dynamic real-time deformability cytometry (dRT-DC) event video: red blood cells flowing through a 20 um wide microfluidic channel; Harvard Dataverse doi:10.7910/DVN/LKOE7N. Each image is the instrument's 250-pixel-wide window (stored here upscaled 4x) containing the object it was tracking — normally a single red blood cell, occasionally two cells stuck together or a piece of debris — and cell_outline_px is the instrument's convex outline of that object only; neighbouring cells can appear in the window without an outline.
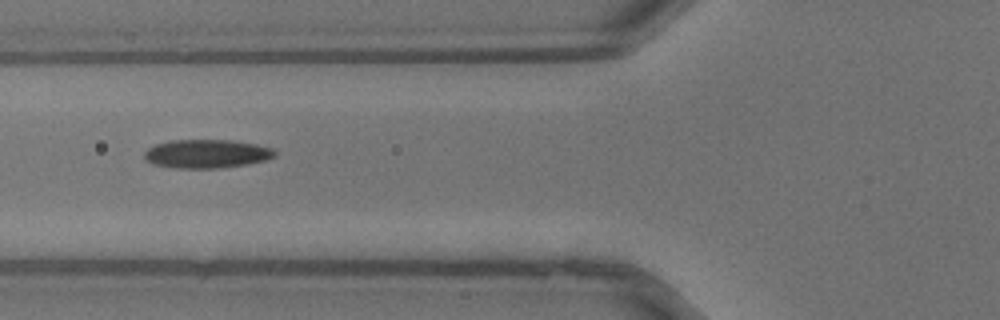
{"species": "common noctule bat (a hibernating species)", "species_latin": "Nyctalus noctula", "temperature_condition": "warm", "stored_images_in_passage": 26, "camera_frame_rate_fps": 3000, "um_per_image_px": 0.085, "animal": {"sex": "male", "body_mass_g": 13.3}, "frame": {"image": 1, "passage_image": 4, "time_ms": 1.0, "image_size_px": [1000, 320], "cell_outline_px": [[276, 156], [268, 160], [248, 164], [220, 168], [176, 168], [152, 164], [144, 160], [144, 152], [148, 148], [156, 144], [172, 140], [232, 140], [256, 144], [272, 148], [276, 152]], "centroid_in_image_um": [17.58, 13.07], "position_along_channel_um": 108.2, "area_um2": 21.96}}
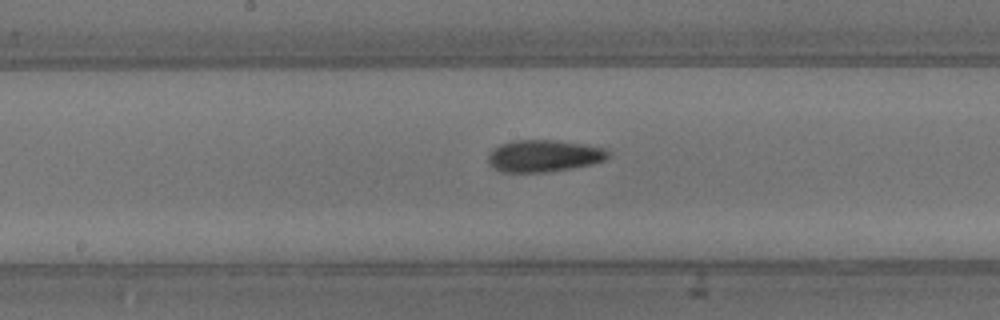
{"frame": {"image": 2, "passage_image": 9, "time_ms": 2.667, "image_size_px": [1000, 320], "cell_outline_px": [[608, 156], [604, 160], [592, 164], [572, 168], [548, 172], [500, 172], [488, 164], [488, 152], [492, 148], [500, 144], [512, 140], [556, 140], [584, 144], [608, 148]], "centroid_in_image_um": [46.19, 13.24], "position_along_channel_um": 202.0, "area_um2": 22.66}}
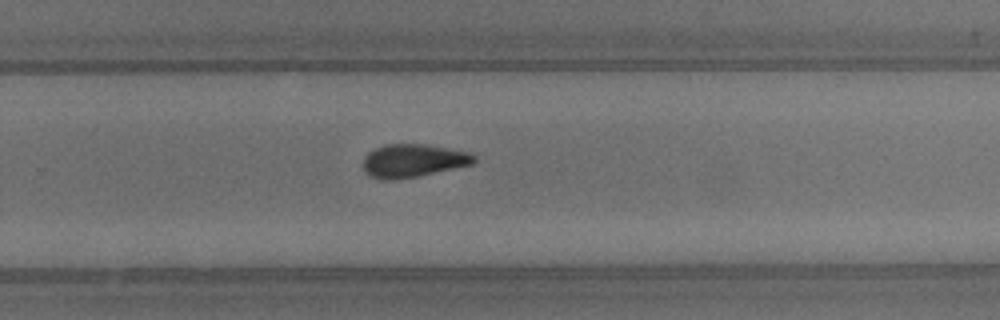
{"frame": {"image": 3, "passage_image": 14, "time_ms": 4.333, "image_size_px": [1000, 320], "cell_outline_px": [[476, 160], [472, 164], [416, 176], [396, 180], [380, 180], [368, 176], [364, 172], [364, 156], [368, 152], [384, 144], [420, 144], [472, 152], [476, 156]], "centroid_in_image_um": [35.07, 13.66], "position_along_channel_um": 294.7, "area_um2": 21.39}}